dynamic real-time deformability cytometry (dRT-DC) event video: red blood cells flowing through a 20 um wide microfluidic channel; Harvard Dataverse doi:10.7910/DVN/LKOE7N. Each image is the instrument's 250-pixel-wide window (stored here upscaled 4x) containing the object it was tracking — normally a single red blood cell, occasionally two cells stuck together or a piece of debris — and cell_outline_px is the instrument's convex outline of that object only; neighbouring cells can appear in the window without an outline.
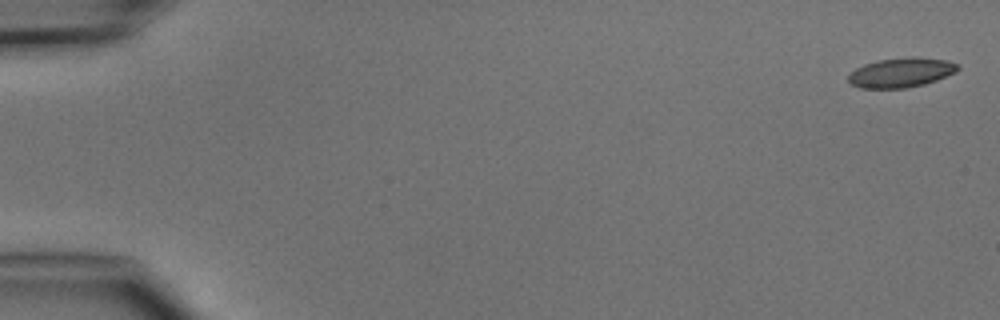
{"species": "common noctule bat (a hibernating species)", "species_latin": "Nyctalus noctula", "temperature_condition": "cold", "stored_images_in_passage": 4, "camera_frame_rate_fps": 3000, "um_per_image_px": 0.085, "animal": {"sex": "male", "body_mass_g": 15.6}, "frame": {"image": 1, "passage_image": 1, "time_ms": 0.0, "image_size_px": [1000, 320], "cell_outline_px": [[960, 68], [956, 72], [936, 80], [924, 84], [904, 88], [860, 88], [852, 84], [848, 80], [848, 72], [864, 64], [880, 60], [912, 56], [916, 56], [944, 60], [960, 64]], "centroid_in_image_um": [76.59, 6.16], "position_along_channel_um": 8.4, "area_um2": 18.9}}
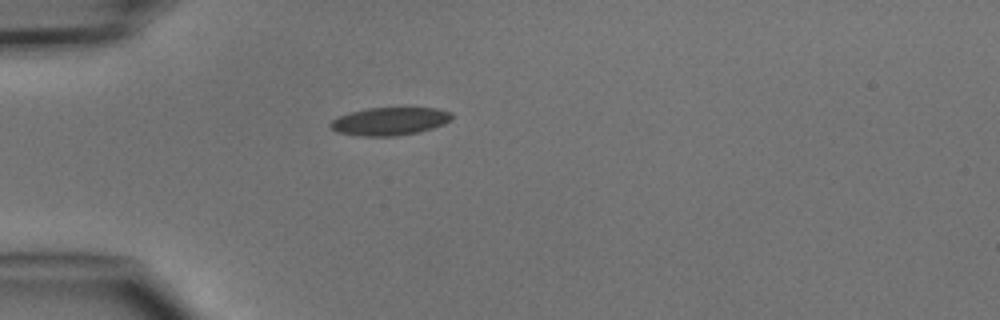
{"frame": {"image": 2, "passage_image": 4, "time_ms": 4.333, "image_size_px": [1000, 320], "cell_outline_px": [[452, 120], [444, 124], [420, 132], [396, 136], [360, 136], [336, 132], [328, 124], [332, 120], [340, 116], [352, 112], [368, 108], [436, 108], [452, 112]], "centroid_in_image_um": [33.15, 10.31], "position_along_channel_um": 51.8, "area_um2": 19.77}}